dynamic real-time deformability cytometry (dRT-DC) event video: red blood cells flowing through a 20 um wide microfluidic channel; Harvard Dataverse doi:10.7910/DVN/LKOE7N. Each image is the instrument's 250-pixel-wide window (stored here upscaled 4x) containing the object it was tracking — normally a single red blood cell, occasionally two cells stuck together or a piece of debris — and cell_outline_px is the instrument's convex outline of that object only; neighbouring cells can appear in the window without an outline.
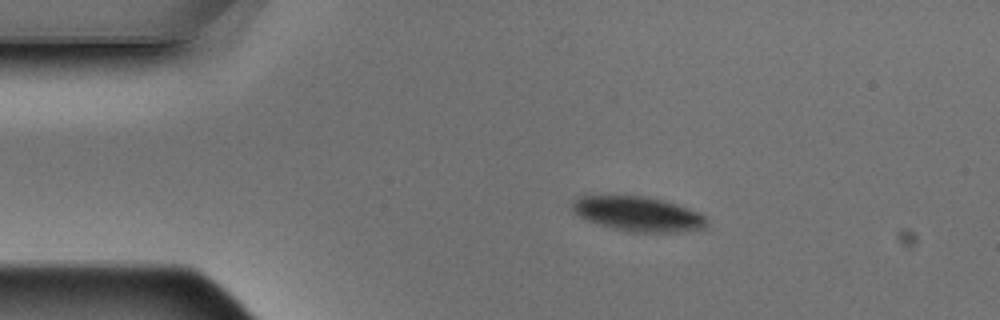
{"species": "Egyptian fruit bat (a non-hibernating species)", "species_latin": "Rousettus aegyptiacus", "temperature_condition": "warm", "stored_images_in_passage": 5, "camera_frame_rate_fps": 3000, "um_per_image_px": 0.085, "animal": {"sex": "male"}, "frame": {"image": 1, "passage_image": 1, "time_ms": 0.0, "image_size_px": [1000, 320], "cell_outline_px": [[708, 228], [676, 232], [628, 232], [612, 228], [588, 220], [580, 216], [572, 208], [572, 200], [580, 196], [644, 196], [664, 200], [700, 212], [708, 220]], "centroid_in_image_um": [54.29, 18.19], "position_along_channel_um": 30.7, "area_um2": 27.17}}
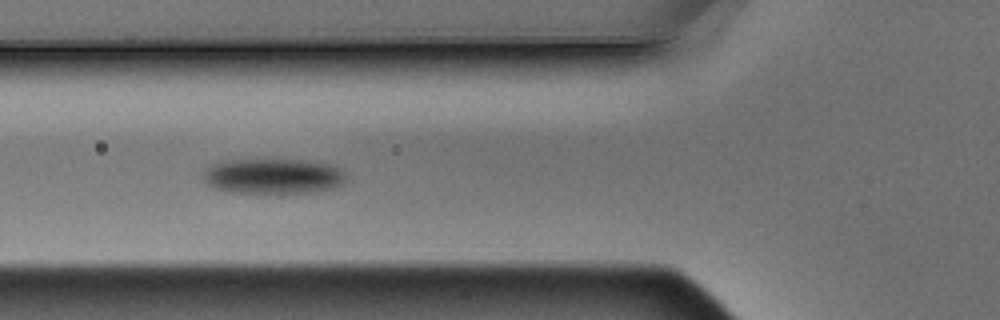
{"frame": {"image": 2, "passage_image": 4, "time_ms": 1.0, "image_size_px": [1000, 320], "cell_outline_px": [[348, 180], [344, 184], [336, 188], [284, 196], [276, 196], [228, 192], [212, 188], [200, 176], [204, 168], [208, 164], [216, 160], [256, 156], [308, 160], [328, 164], [340, 168], [348, 176]], "centroid_in_image_um": [23.13, 14.96], "position_along_channel_um": 102.7, "area_um2": 32.6}}
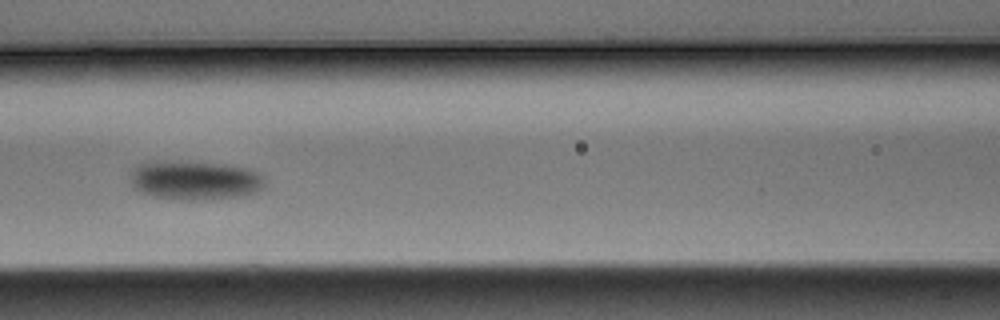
{"frame": {"image": 3, "passage_image": 5, "time_ms": 1.333, "image_size_px": [1000, 320], "cell_outline_px": [[264, 184], [256, 192], [244, 196], [204, 200], [180, 200], [152, 196], [140, 192], [132, 188], [132, 168], [140, 164], [152, 160], [192, 160], [232, 164], [248, 168], [260, 172], [264, 176]], "centroid_in_image_um": [16.57, 15.29], "position_along_channel_um": 150.0, "area_um2": 31.79}}